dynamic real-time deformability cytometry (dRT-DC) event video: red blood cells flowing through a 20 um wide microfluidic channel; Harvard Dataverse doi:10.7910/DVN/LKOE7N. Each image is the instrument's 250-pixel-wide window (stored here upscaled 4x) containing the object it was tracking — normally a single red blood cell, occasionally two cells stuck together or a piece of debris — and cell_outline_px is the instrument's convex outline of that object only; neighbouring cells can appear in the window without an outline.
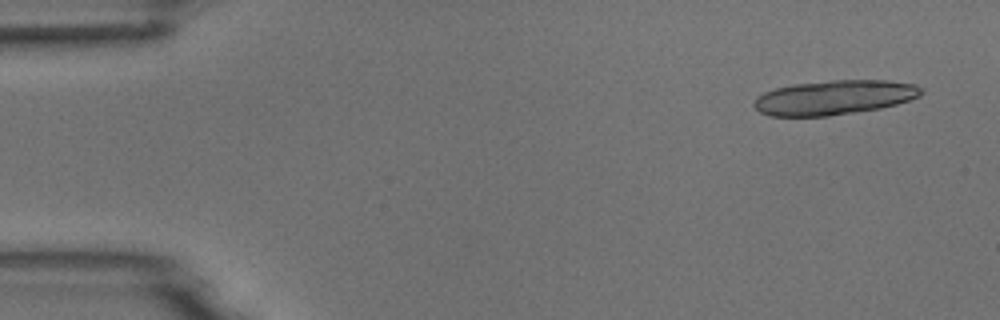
{"species": "common noctule bat (a hibernating species)", "species_latin": "Nyctalus noctula", "temperature_condition": "room temperature", "stored_images_in_passage": 3, "camera_frame_rate_fps": 3000, "um_per_image_px": 0.085, "animal": {"sex": "male", "body_mass_g": 18.8}, "frame": {"image": 1, "passage_image": 1, "time_ms": 0.0, "image_size_px": [1000, 320], "cell_outline_px": [[924, 92], [920, 96], [896, 104], [880, 108], [828, 116], [768, 116], [760, 112], [752, 104], [756, 96], [764, 92], [776, 88], [792, 84], [832, 80], [888, 80], [916, 84], [924, 88]], "centroid_in_image_um": [70.91, 8.28], "position_along_channel_um": 14.1, "area_um2": 33.81}}